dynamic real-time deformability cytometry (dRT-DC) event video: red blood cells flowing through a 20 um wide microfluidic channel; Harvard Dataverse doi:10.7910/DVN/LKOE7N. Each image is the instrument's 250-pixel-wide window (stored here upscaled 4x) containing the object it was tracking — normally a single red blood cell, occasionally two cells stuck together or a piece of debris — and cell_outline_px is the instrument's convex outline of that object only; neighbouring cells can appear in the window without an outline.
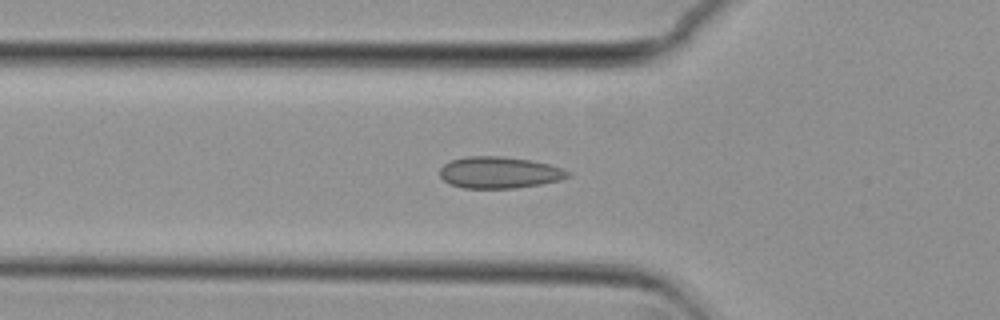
{"species": "common noctule bat (a hibernating species)", "species_latin": "Nyctalus noctula", "temperature_condition": "cold", "stored_images_in_passage": 13, "camera_frame_rate_fps": 3000, "um_per_image_px": 0.085, "animal": {"sex": "female", "body_mass_g": 29.2, "forearm_length_mm": 56.3}, "frame": {"image": 1, "passage_image": 2, "time_ms": 0.333, "image_size_px": [1000, 320], "cell_outline_px": [[572, 176], [560, 180], [540, 184], [516, 188], [464, 188], [452, 184], [444, 180], [440, 176], [440, 168], [444, 164], [452, 160], [468, 156], [504, 156], [532, 160], [548, 164], [572, 172]], "centroid_in_image_um": [42.47, 14.66], "position_along_channel_um": 83.3, "area_um2": 23.58}}
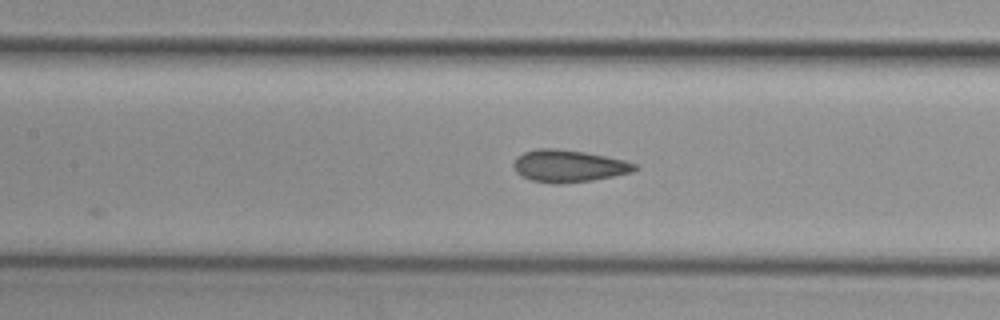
{"frame": {"image": 2, "passage_image": 8, "time_ms": 2.333, "image_size_px": [1000, 320], "cell_outline_px": [[640, 168], [632, 172], [592, 180], [564, 184], [552, 184], [532, 180], [520, 176], [516, 172], [512, 164], [516, 156], [524, 152], [536, 148], [556, 148], [584, 152], [624, 160], [636, 164]], "centroid_in_image_um": [48.29, 14.11], "position_along_channel_um": 159.1, "area_um2": 22.89}}
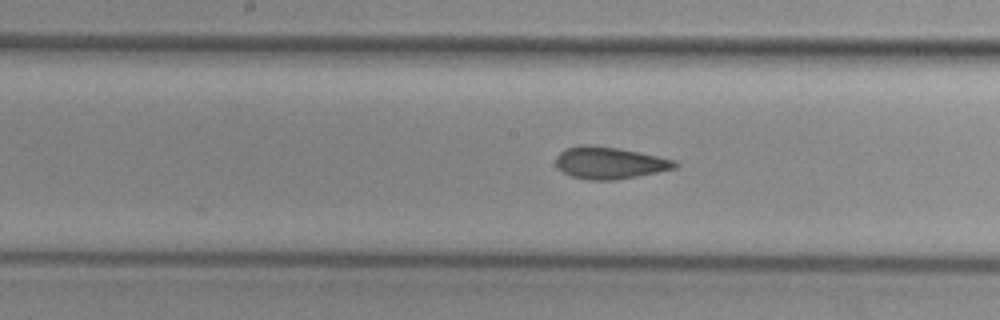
{"frame": {"image": 3, "passage_image": 11, "time_ms": 3.333, "image_size_px": [1000, 320], "cell_outline_px": [[676, 168], [616, 180], [588, 180], [572, 176], [564, 172], [556, 164], [556, 156], [564, 148], [580, 144], [588, 144], [616, 148], [656, 156], [672, 160], [676, 164]], "centroid_in_image_um": [51.73, 13.84], "position_along_channel_um": 196.5, "area_um2": 21.79}}